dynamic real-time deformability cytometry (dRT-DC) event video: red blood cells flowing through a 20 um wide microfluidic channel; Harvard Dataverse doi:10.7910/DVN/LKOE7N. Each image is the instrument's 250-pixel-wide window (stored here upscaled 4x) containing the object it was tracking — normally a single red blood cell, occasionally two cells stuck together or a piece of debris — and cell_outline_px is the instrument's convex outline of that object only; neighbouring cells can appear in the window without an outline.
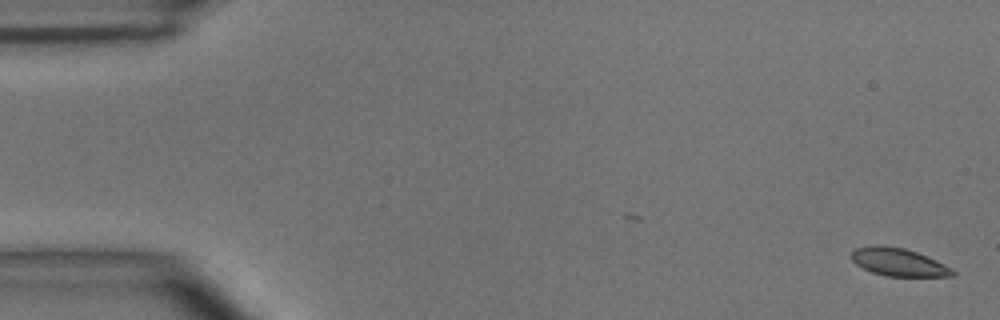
{"species": "common noctule bat (a hibernating species)", "species_latin": "Nyctalus noctula", "temperature_condition": "room temperature", "stored_images_in_passage": 6, "camera_frame_rate_fps": 3000, "um_per_image_px": 0.085, "animal": {"sex": "male", "body_mass_g": 15.6}, "frame": {"image": 1, "passage_image": 1, "time_ms": 0.0, "image_size_px": [1000, 320], "cell_outline_px": [[956, 272], [952, 276], [888, 276], [872, 272], [856, 264], [852, 260], [852, 252], [856, 248], [872, 244], [880, 244], [904, 248], [916, 252], [936, 260], [952, 268]], "centroid_in_image_um": [76.36, 22.26], "position_along_channel_um": 8.6, "area_um2": 16.36}}